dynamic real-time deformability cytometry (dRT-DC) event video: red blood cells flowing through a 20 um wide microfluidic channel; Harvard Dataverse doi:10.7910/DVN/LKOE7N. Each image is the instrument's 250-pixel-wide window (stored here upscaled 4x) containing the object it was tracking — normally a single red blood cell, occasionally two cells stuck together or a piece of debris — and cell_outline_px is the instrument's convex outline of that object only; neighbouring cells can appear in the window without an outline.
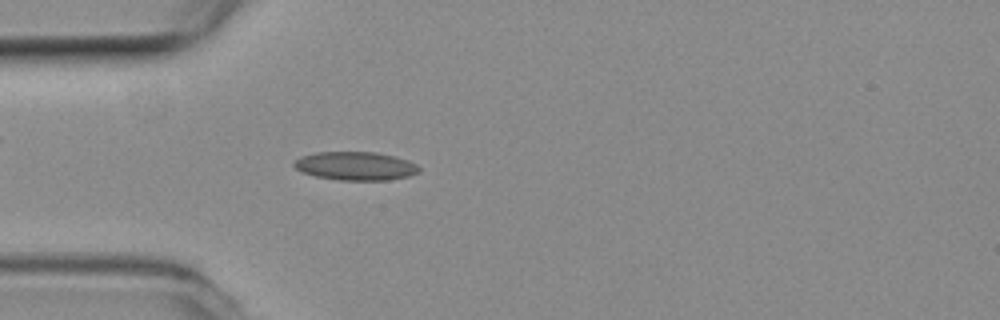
{"species": "common noctule bat (a hibernating species)", "species_latin": "Nyctalus noctula", "temperature_condition": "room temperature", "stored_images_in_passage": 52, "camera_frame_rate_fps": 3000, "um_per_image_px": 0.085, "animal": {"sex": "female", "body_mass_g": 19.3, "forearm_length_mm": 54.1}, "frame": {"image": 1, "passage_image": 14, "time_ms": 4.333, "image_size_px": [1000, 320], "cell_outline_px": [[420, 172], [408, 176], [388, 180], [340, 180], [316, 176], [304, 172], [296, 168], [292, 164], [292, 160], [300, 156], [316, 152], [376, 152], [396, 156], [408, 160], [416, 164], [420, 168]], "centroid_in_image_um": [30.22, 14.1], "position_along_channel_um": 54.8, "area_um2": 20.87}}
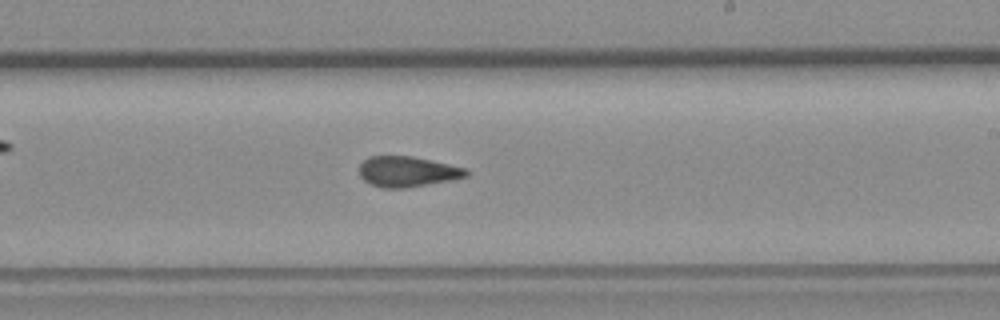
{"frame": {"image": 2, "passage_image": 30, "time_ms": 9.667, "image_size_px": [1000, 320], "cell_outline_px": [[472, 172], [468, 176], [452, 180], [408, 188], [384, 188], [372, 184], [364, 180], [360, 176], [360, 164], [368, 156], [412, 156], [468, 168]], "centroid_in_image_um": [34.69, 14.59], "position_along_channel_um": 254.3, "area_um2": 19.19}}
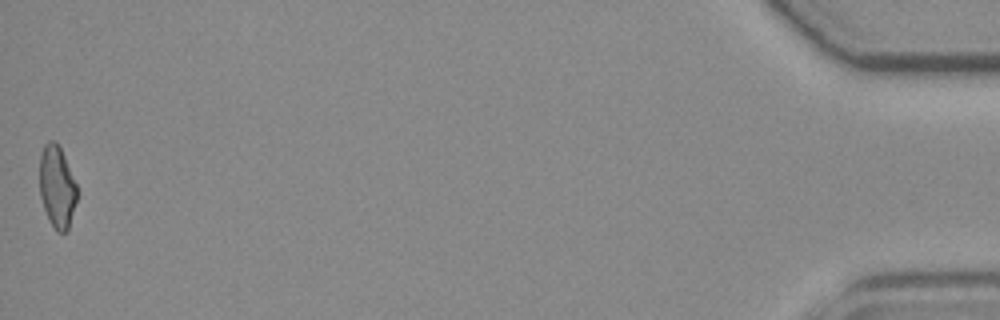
{"frame": {"image": 3, "passage_image": 52, "time_ms": 17.0, "image_size_px": [1000, 320], "cell_outline_px": [[76, 200], [68, 228], [64, 232], [56, 232], [44, 208], [40, 196], [40, 156], [44, 144], [48, 140], [56, 140], [64, 156], [76, 184]], "centroid_in_image_um": [4.83, 15.84], "position_along_channel_um": 430.4, "area_um2": 17.51}, "authors_computed_cell_mechanics": {"area_um2": 19.363, "velocity_mm_per_s": 3.8313, "shape_relaxation_time_tau1_ms": null, "shape_relaxation_time_tau2_ms": 2.591, "deformation_change_tau1": null, "deformation_change_tau2": 0.0917}}